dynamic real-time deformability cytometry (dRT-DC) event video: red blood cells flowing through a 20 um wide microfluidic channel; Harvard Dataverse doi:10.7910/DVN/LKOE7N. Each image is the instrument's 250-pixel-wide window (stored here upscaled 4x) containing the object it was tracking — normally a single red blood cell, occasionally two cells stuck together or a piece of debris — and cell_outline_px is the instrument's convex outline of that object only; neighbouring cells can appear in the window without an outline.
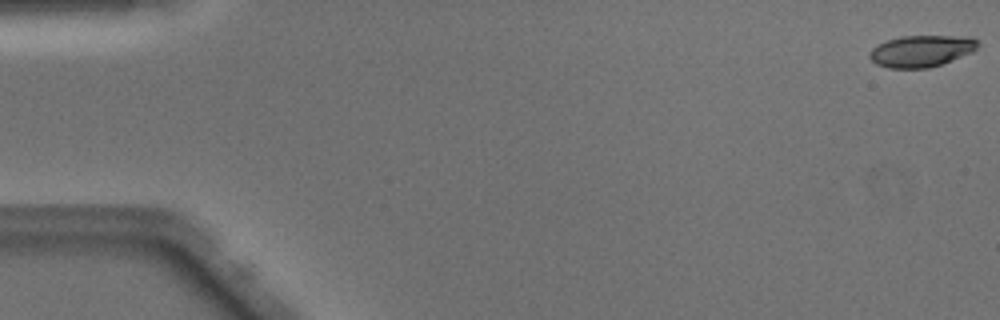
{"species": "Egyptian fruit bat (a non-hibernating species)", "species_latin": "Rousettus aegyptiacus", "temperature_condition": "warm", "stored_images_in_passage": 50, "camera_frame_rate_fps": 3000, "um_per_image_px": 0.085, "animal": {"sex": "male"}, "frame": {"image": 1, "passage_image": 1, "time_ms": 0.0, "image_size_px": [1000, 320], "cell_outline_px": [[980, 44], [972, 52], [940, 64], [928, 68], [888, 68], [876, 64], [868, 56], [868, 52], [872, 48], [888, 40], [900, 36], [972, 36]], "centroid_in_image_um": [78.31, 4.33], "position_along_channel_um": 6.7, "area_um2": 19.88}}
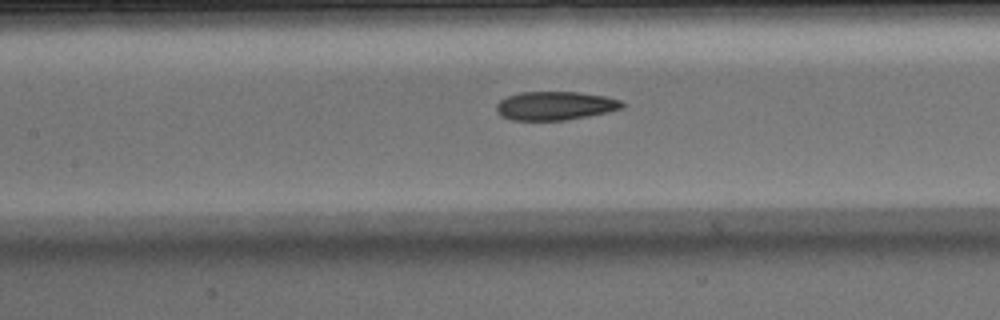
{"frame": {"image": 2, "passage_image": 23, "time_ms": 7.333, "image_size_px": [1000, 320], "cell_outline_px": [[624, 108], [608, 112], [564, 120], [512, 120], [500, 116], [496, 112], [496, 104], [500, 100], [508, 96], [520, 92], [576, 92], [604, 96], [620, 100], [624, 104]], "centroid_in_image_um": [47.15, 8.99], "position_along_channel_um": 160.2, "area_um2": 20.92}}
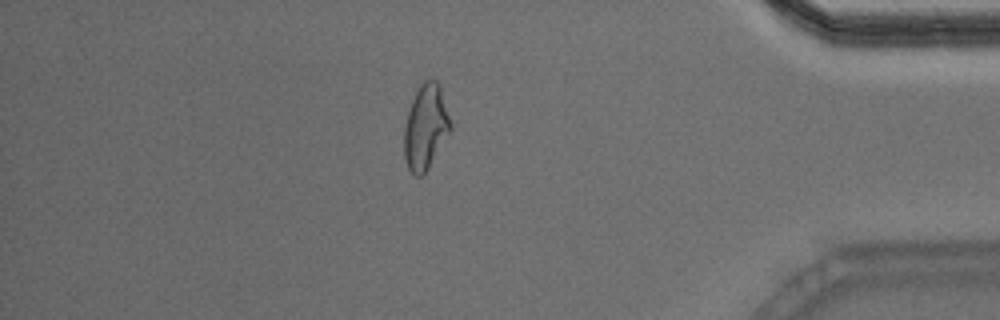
{"frame": {"image": 3, "passage_image": 43, "time_ms": 14.0, "image_size_px": [1000, 320], "cell_outline_px": [[452, 128], [428, 168], [420, 176], [416, 176], [408, 168], [404, 156], [404, 128], [408, 112], [412, 100], [420, 84], [424, 80], [436, 80], [440, 84], [452, 124]], "centroid_in_image_um": [36.19, 10.77], "position_along_channel_um": 399.0, "area_um2": 22.77}, "authors_computed_cell_mechanics": {"area_um2": 21.3571, "velocity_mm_per_s": 4.1053, "shape_relaxation_time_tau1_ms": null, "shape_relaxation_time_tau2_ms": 2.2867, "deformation_change_tau1": null, "deformation_change_tau2": 0.0979}}